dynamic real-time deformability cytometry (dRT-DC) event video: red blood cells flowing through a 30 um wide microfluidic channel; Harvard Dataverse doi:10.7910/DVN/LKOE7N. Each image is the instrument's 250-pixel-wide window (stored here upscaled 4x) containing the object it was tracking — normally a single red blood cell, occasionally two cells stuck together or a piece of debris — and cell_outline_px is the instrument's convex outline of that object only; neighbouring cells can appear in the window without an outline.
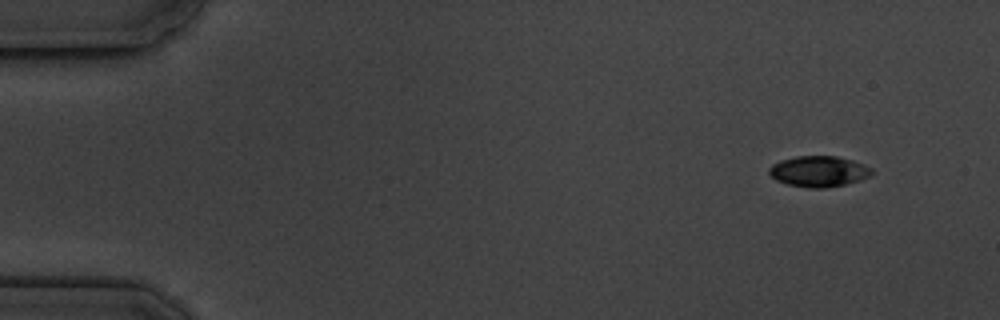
{"species": "common noctule bat (a hibernating species)", "species_latin": "Nyctalus noctula", "temperature_condition": "cold", "stored_images_in_passage": 5, "camera_frame_rate_fps": 3000, "um_per_image_px": 0.085, "animal": {"sex": "male", "body_mass_g": 19.5, "forearm_length_mm": 54.6}, "frame": {"image": 1, "passage_image": 1, "time_ms": 0.0, "image_size_px": [1000, 320], "cell_outline_px": [[872, 172], [868, 176], [860, 180], [844, 184], [824, 188], [808, 188], [788, 184], [776, 180], [768, 172], [768, 168], [772, 164], [780, 160], [796, 156], [836, 156], [852, 160], [864, 164], [872, 168]], "centroid_in_image_um": [69.57, 14.56], "position_along_channel_um": 15.4, "area_um2": 18.38}}
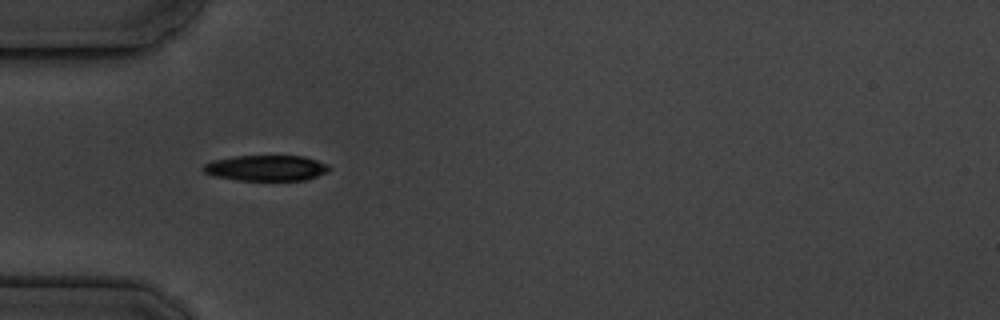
{"frame": {"image": 2, "passage_image": 4, "time_ms": 4.333, "image_size_px": [1000, 320], "cell_outline_px": [[332, 168], [328, 172], [304, 180], [236, 180], [216, 176], [204, 172], [200, 168], [204, 164], [212, 160], [232, 156], [304, 156], [328, 164]], "centroid_in_image_um": [22.61, 14.27], "position_along_channel_um": 62.4, "area_um2": 18.9}}